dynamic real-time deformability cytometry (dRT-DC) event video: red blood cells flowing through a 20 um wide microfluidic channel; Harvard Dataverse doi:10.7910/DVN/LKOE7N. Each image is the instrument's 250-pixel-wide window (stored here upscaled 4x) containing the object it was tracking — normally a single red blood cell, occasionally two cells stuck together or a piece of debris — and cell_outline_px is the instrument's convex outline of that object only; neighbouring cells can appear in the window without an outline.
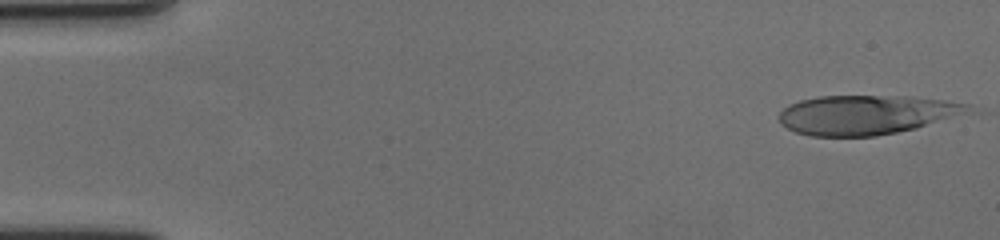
{"species": "human", "species_latin": "Homo sapiens", "temperature_condition": "cold", "stored_images_in_passage": 18, "camera_frame_rate_fps": 3000, "um_per_image_px": 0.085, "donor": {"sex": "female"}, "frame": {"image": 1, "passage_image": 1, "time_ms": 0.0, "image_size_px": [1000, 240], "cell_outline_px": [[980, 112], [916, 128], [876, 136], [812, 136], [796, 132], [780, 124], [776, 116], [788, 104], [800, 100], [816, 96], [912, 96], [944, 100], [972, 104]], "centroid_in_image_um": [73.77, 9.74], "position_along_channel_um": 11.2, "area_um2": 44.45}}
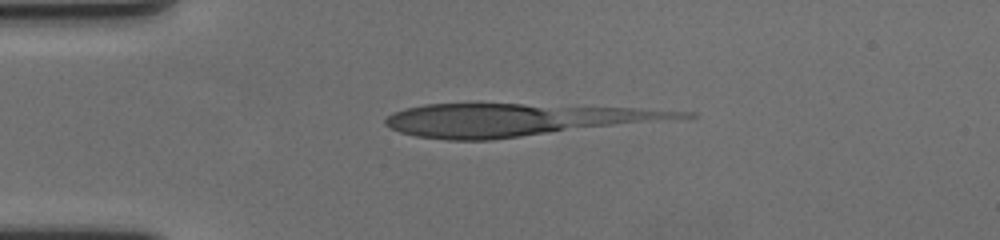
{"frame": {"image": 2, "passage_image": 14, "time_ms": 4.333, "image_size_px": [1000, 240], "cell_outline_px": [[696, 116], [492, 140], [448, 140], [416, 136], [400, 132], [384, 124], [384, 120], [392, 112], [404, 108], [424, 104], [476, 100], [636, 108], [696, 112]], "centroid_in_image_um": [43.67, 10.12], "position_along_channel_um": 41.3, "area_um2": 57.57}}